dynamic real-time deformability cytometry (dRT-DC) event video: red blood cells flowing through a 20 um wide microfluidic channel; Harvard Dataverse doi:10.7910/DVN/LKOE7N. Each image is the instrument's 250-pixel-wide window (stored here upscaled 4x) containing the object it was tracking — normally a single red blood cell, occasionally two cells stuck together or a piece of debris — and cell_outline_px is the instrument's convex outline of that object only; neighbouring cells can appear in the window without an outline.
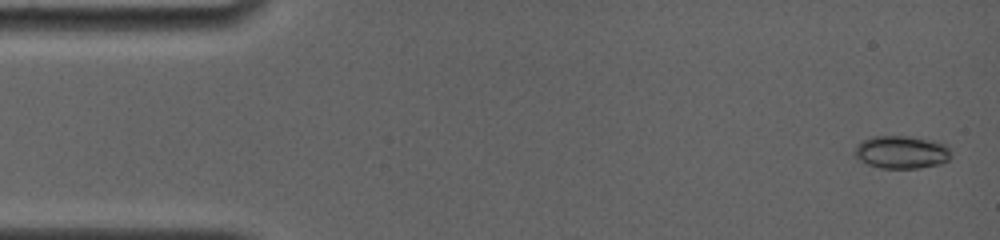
{"species": "common noctule bat (a hibernating species)", "species_latin": "Nyctalus noctula", "temperature_condition": "room temperature", "stored_images_in_passage": 13, "camera_frame_rate_fps": 4000, "um_per_image_px": 0.085, "animal": {"sex": "female", "body_mass_g": 19.0, "forearm_length_mm": 56.7}, "frame": {"image": 1, "passage_image": 1, "time_ms": 0.0, "image_size_px": [1000, 240], "cell_outline_px": [[948, 160], [940, 164], [920, 168], [880, 168], [868, 164], [852, 156], [852, 152], [860, 140], [872, 136], [908, 136], [940, 140], [948, 148]], "centroid_in_image_um": [76.57, 12.91], "position_along_channel_um": 8.4, "area_um2": 18.79}}
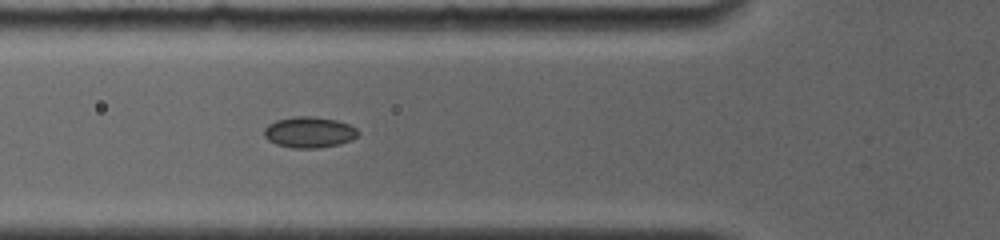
{"frame": {"image": 2, "passage_image": 10, "time_ms": 5.5, "image_size_px": [1000, 240], "cell_outline_px": [[360, 132], [352, 140], [340, 144], [316, 148], [292, 148], [276, 144], [268, 140], [264, 136], [264, 128], [268, 124], [276, 120], [296, 116], [312, 116], [336, 120], [348, 124], [356, 128]], "centroid_in_image_um": [26.28, 11.24], "position_along_channel_um": 99.5, "area_um2": 16.99}}
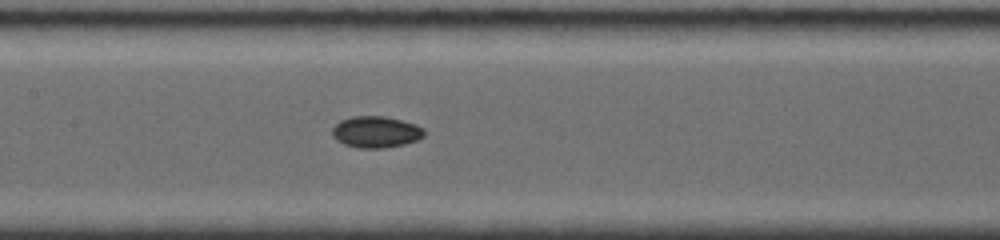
{"frame": {"image": 3, "passage_image": 13, "time_ms": 7.5, "image_size_px": [1000, 240], "cell_outline_px": [[424, 136], [416, 140], [404, 144], [384, 148], [360, 148], [344, 144], [336, 140], [332, 136], [332, 128], [340, 120], [352, 116], [384, 116], [416, 124], [424, 128]], "centroid_in_image_um": [31.94, 11.21], "position_along_channel_um": 175.5, "area_um2": 16.88}}